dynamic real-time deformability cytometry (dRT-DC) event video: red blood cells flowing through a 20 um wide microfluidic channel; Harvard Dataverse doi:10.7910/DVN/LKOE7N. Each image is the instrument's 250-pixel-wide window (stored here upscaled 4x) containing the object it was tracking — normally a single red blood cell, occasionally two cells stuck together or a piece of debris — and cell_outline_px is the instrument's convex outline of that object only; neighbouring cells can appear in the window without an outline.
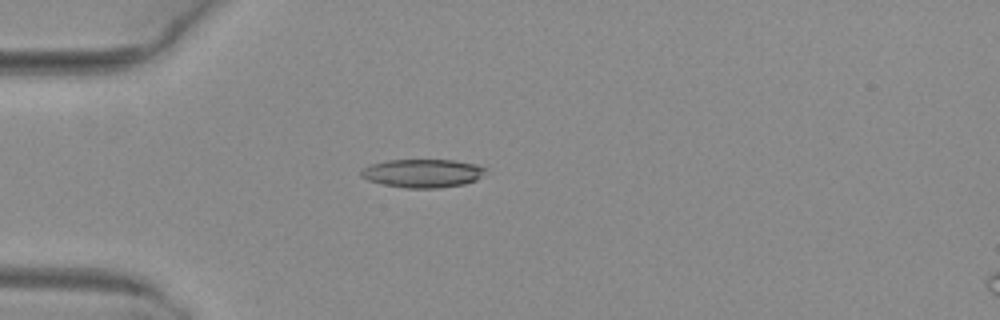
{"species": "common noctule bat (a hibernating species)", "species_latin": "Nyctalus noctula", "temperature_condition": "warm", "stored_images_in_passage": 3, "camera_frame_rate_fps": 3000, "um_per_image_px": 0.085, "animal": {"sex": "female", "body_mass_g": 29.2, "forearm_length_mm": 56.3}, "frame": {"image": 1, "passage_image": 3, "time_ms": 0.667, "image_size_px": [1000, 320], "cell_outline_px": [[484, 168], [480, 176], [476, 180], [464, 184], [440, 188], [404, 188], [384, 184], [368, 180], [360, 176], [360, 168], [372, 164], [388, 160], [452, 160], [476, 164]], "centroid_in_image_um": [35.86, 14.73], "position_along_channel_um": 49.1, "area_um2": 20.46}}